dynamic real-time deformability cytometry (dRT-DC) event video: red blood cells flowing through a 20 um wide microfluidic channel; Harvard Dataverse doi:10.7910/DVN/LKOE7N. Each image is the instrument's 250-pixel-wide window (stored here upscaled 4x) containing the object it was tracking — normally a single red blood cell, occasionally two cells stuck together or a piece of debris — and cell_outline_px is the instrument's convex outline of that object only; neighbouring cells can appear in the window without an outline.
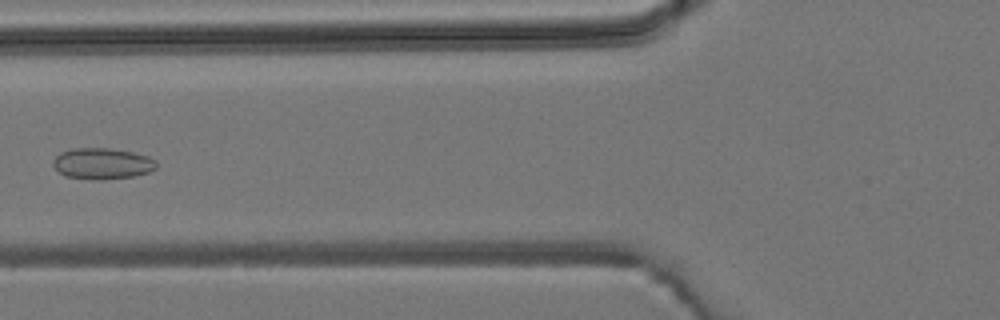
{"species": "common noctule bat (a hibernating species)", "species_latin": "Nyctalus noctula", "temperature_condition": "room temperature", "stored_images_in_passage": 5, "camera_frame_rate_fps": 3000, "um_per_image_px": 0.085, "animal": {"sex": "male", "body_mass_g": 19.2, "forearm_length_mm": 51.8}, "frame": {"image": 1, "passage_image": 5, "time_ms": 5.333, "image_size_px": [1000, 320], "cell_outline_px": [[156, 168], [148, 172], [132, 176], [100, 180], [92, 180], [64, 176], [52, 164], [52, 160], [60, 152], [72, 148], [108, 148], [132, 152], [148, 156], [156, 160]], "centroid_in_image_um": [8.66, 13.9], "position_along_channel_um": 117.1, "area_um2": 18.79}}